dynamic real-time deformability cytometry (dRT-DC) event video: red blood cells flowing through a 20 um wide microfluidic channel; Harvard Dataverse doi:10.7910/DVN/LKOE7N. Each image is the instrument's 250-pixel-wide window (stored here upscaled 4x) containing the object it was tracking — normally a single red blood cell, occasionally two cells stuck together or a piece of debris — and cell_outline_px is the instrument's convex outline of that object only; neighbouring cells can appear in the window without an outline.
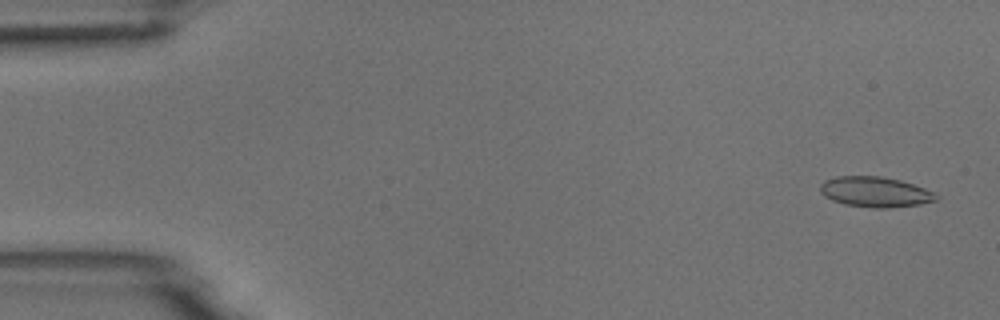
{"species": "common noctule bat (a hibernating species)", "species_latin": "Nyctalus noctula", "temperature_condition": "room temperature", "stored_images_in_passage": 54, "camera_frame_rate_fps": 3000, "um_per_image_px": 0.085, "animal": {"sex": "male", "body_mass_g": 18.8}, "frame": {"image": 1, "passage_image": 2, "time_ms": 0.333, "image_size_px": [1000, 320], "cell_outline_px": [[940, 196], [936, 200], [920, 204], [888, 208], [872, 208], [844, 204], [832, 200], [824, 196], [820, 192], [820, 184], [824, 180], [836, 176], [880, 176], [900, 180], [936, 192]], "centroid_in_image_um": [74.39, 16.31], "position_along_channel_um": 10.6, "area_um2": 20.63}}
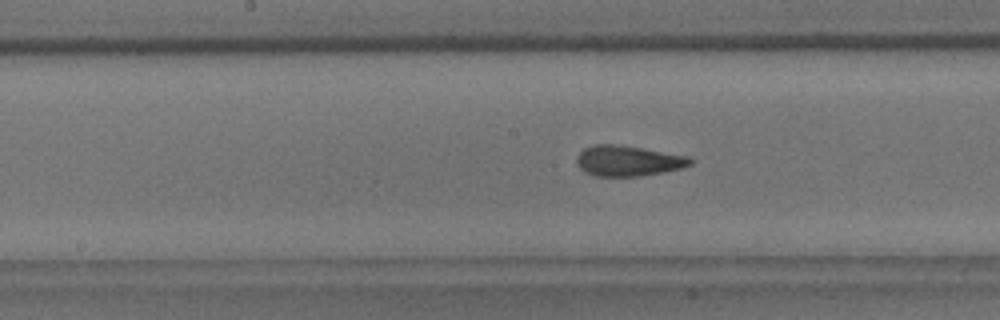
{"frame": {"image": 2, "passage_image": 27, "time_ms": 8.667, "image_size_px": [1000, 320], "cell_outline_px": [[696, 160], [692, 164], [680, 168], [664, 172], [640, 176], [596, 176], [584, 172], [576, 164], [576, 156], [584, 148], [592, 144], [620, 144], [644, 148], [688, 156]], "centroid_in_image_um": [53.38, 13.66], "position_along_channel_um": 194.8, "area_um2": 20.52}}
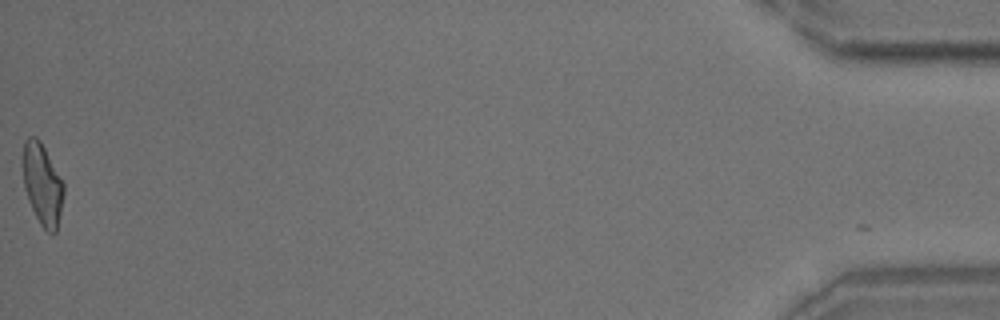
{"frame": {"image": 3, "passage_image": 54, "time_ms": 17.667, "image_size_px": [1000, 320], "cell_outline_px": [[64, 192], [56, 232], [52, 236], [40, 224], [28, 200], [24, 188], [24, 140], [28, 136], [36, 136], [40, 140], [64, 184]], "centroid_in_image_um": [3.61, 15.68], "position_along_channel_um": 431.6, "area_um2": 19.02}, "authors_computed_cell_mechanics": {"area_um2": 19.9988, "velocity_mm_per_s": 3.7272, "shape_relaxation_time_tau1_ms": 4.8884, "shape_relaxation_time_tau2_ms": 1.0205, "deformation_change_tau1": 0.1591, "deformation_change_tau2": 0.0704}}